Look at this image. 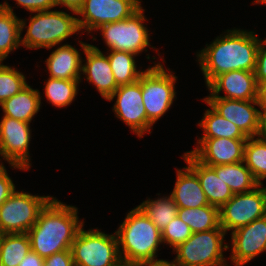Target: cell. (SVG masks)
Masks as SVG:
<instances>
[{
	"mask_svg": "<svg viewBox=\"0 0 266 266\" xmlns=\"http://www.w3.org/2000/svg\"><path fill=\"white\" fill-rule=\"evenodd\" d=\"M182 158L197 174L209 205L220 209L233 197V192L229 186L224 183L221 175H216V171L212 167L199 162L190 152H185Z\"/></svg>",
	"mask_w": 266,
	"mask_h": 266,
	"instance_id": "obj_19",
	"label": "cell"
},
{
	"mask_svg": "<svg viewBox=\"0 0 266 266\" xmlns=\"http://www.w3.org/2000/svg\"><path fill=\"white\" fill-rule=\"evenodd\" d=\"M16 190L15 184L9 177L5 166L0 168V206L11 196Z\"/></svg>",
	"mask_w": 266,
	"mask_h": 266,
	"instance_id": "obj_35",
	"label": "cell"
},
{
	"mask_svg": "<svg viewBox=\"0 0 266 266\" xmlns=\"http://www.w3.org/2000/svg\"><path fill=\"white\" fill-rule=\"evenodd\" d=\"M30 17L28 26L26 20L20 19L21 34L27 27L24 37L21 36V46L26 49L55 47L73 34L79 33L77 17L64 11H39Z\"/></svg>",
	"mask_w": 266,
	"mask_h": 266,
	"instance_id": "obj_4",
	"label": "cell"
},
{
	"mask_svg": "<svg viewBox=\"0 0 266 266\" xmlns=\"http://www.w3.org/2000/svg\"><path fill=\"white\" fill-rule=\"evenodd\" d=\"M27 85L26 77L22 72L0 62V104Z\"/></svg>",
	"mask_w": 266,
	"mask_h": 266,
	"instance_id": "obj_32",
	"label": "cell"
},
{
	"mask_svg": "<svg viewBox=\"0 0 266 266\" xmlns=\"http://www.w3.org/2000/svg\"><path fill=\"white\" fill-rule=\"evenodd\" d=\"M244 162L255 180L262 185L266 179V140L248 137L244 146Z\"/></svg>",
	"mask_w": 266,
	"mask_h": 266,
	"instance_id": "obj_31",
	"label": "cell"
},
{
	"mask_svg": "<svg viewBox=\"0 0 266 266\" xmlns=\"http://www.w3.org/2000/svg\"><path fill=\"white\" fill-rule=\"evenodd\" d=\"M202 100L222 117L239 127L247 137H256L258 130L257 100H232L220 97H205Z\"/></svg>",
	"mask_w": 266,
	"mask_h": 266,
	"instance_id": "obj_16",
	"label": "cell"
},
{
	"mask_svg": "<svg viewBox=\"0 0 266 266\" xmlns=\"http://www.w3.org/2000/svg\"><path fill=\"white\" fill-rule=\"evenodd\" d=\"M211 167L216 171V175H221L233 194L250 192L260 185L244 161Z\"/></svg>",
	"mask_w": 266,
	"mask_h": 266,
	"instance_id": "obj_24",
	"label": "cell"
},
{
	"mask_svg": "<svg viewBox=\"0 0 266 266\" xmlns=\"http://www.w3.org/2000/svg\"><path fill=\"white\" fill-rule=\"evenodd\" d=\"M114 98L116 101L113 112L117 118L129 126L139 138L143 137L144 133H151L153 125L147 120L140 78L134 83L119 86L107 100L112 101Z\"/></svg>",
	"mask_w": 266,
	"mask_h": 266,
	"instance_id": "obj_13",
	"label": "cell"
},
{
	"mask_svg": "<svg viewBox=\"0 0 266 266\" xmlns=\"http://www.w3.org/2000/svg\"><path fill=\"white\" fill-rule=\"evenodd\" d=\"M257 103L258 105H266V80L258 83Z\"/></svg>",
	"mask_w": 266,
	"mask_h": 266,
	"instance_id": "obj_41",
	"label": "cell"
},
{
	"mask_svg": "<svg viewBox=\"0 0 266 266\" xmlns=\"http://www.w3.org/2000/svg\"><path fill=\"white\" fill-rule=\"evenodd\" d=\"M177 217L186 223L193 233L216 229L220 226L219 208L212 205L178 209Z\"/></svg>",
	"mask_w": 266,
	"mask_h": 266,
	"instance_id": "obj_27",
	"label": "cell"
},
{
	"mask_svg": "<svg viewBox=\"0 0 266 266\" xmlns=\"http://www.w3.org/2000/svg\"><path fill=\"white\" fill-rule=\"evenodd\" d=\"M197 52L206 86L218 75L235 70L255 71L257 51L262 39L253 31L227 30Z\"/></svg>",
	"mask_w": 266,
	"mask_h": 266,
	"instance_id": "obj_1",
	"label": "cell"
},
{
	"mask_svg": "<svg viewBox=\"0 0 266 266\" xmlns=\"http://www.w3.org/2000/svg\"><path fill=\"white\" fill-rule=\"evenodd\" d=\"M18 7H24L31 15L33 12L47 11L56 7L55 0H15Z\"/></svg>",
	"mask_w": 266,
	"mask_h": 266,
	"instance_id": "obj_34",
	"label": "cell"
},
{
	"mask_svg": "<svg viewBox=\"0 0 266 266\" xmlns=\"http://www.w3.org/2000/svg\"><path fill=\"white\" fill-rule=\"evenodd\" d=\"M210 95L232 100H257L258 83L254 71L235 70L216 76L207 86ZM224 91L225 96H221Z\"/></svg>",
	"mask_w": 266,
	"mask_h": 266,
	"instance_id": "obj_17",
	"label": "cell"
},
{
	"mask_svg": "<svg viewBox=\"0 0 266 266\" xmlns=\"http://www.w3.org/2000/svg\"><path fill=\"white\" fill-rule=\"evenodd\" d=\"M153 224L162 232L177 216L178 206L171 195L162 196L156 200L148 198L137 206Z\"/></svg>",
	"mask_w": 266,
	"mask_h": 266,
	"instance_id": "obj_28",
	"label": "cell"
},
{
	"mask_svg": "<svg viewBox=\"0 0 266 266\" xmlns=\"http://www.w3.org/2000/svg\"><path fill=\"white\" fill-rule=\"evenodd\" d=\"M44 259L37 253L30 250V252L24 257L18 266H43Z\"/></svg>",
	"mask_w": 266,
	"mask_h": 266,
	"instance_id": "obj_39",
	"label": "cell"
},
{
	"mask_svg": "<svg viewBox=\"0 0 266 266\" xmlns=\"http://www.w3.org/2000/svg\"><path fill=\"white\" fill-rule=\"evenodd\" d=\"M176 80L177 76L171 71L167 72L159 62L141 74L143 104L147 120L152 125L170 109L176 99Z\"/></svg>",
	"mask_w": 266,
	"mask_h": 266,
	"instance_id": "obj_7",
	"label": "cell"
},
{
	"mask_svg": "<svg viewBox=\"0 0 266 266\" xmlns=\"http://www.w3.org/2000/svg\"><path fill=\"white\" fill-rule=\"evenodd\" d=\"M0 156L19 170H29L30 123L3 116L0 120Z\"/></svg>",
	"mask_w": 266,
	"mask_h": 266,
	"instance_id": "obj_11",
	"label": "cell"
},
{
	"mask_svg": "<svg viewBox=\"0 0 266 266\" xmlns=\"http://www.w3.org/2000/svg\"><path fill=\"white\" fill-rule=\"evenodd\" d=\"M52 198L15 190L0 206V234L27 233Z\"/></svg>",
	"mask_w": 266,
	"mask_h": 266,
	"instance_id": "obj_9",
	"label": "cell"
},
{
	"mask_svg": "<svg viewBox=\"0 0 266 266\" xmlns=\"http://www.w3.org/2000/svg\"><path fill=\"white\" fill-rule=\"evenodd\" d=\"M43 266H74L71 250H63L44 259Z\"/></svg>",
	"mask_w": 266,
	"mask_h": 266,
	"instance_id": "obj_36",
	"label": "cell"
},
{
	"mask_svg": "<svg viewBox=\"0 0 266 266\" xmlns=\"http://www.w3.org/2000/svg\"><path fill=\"white\" fill-rule=\"evenodd\" d=\"M254 4H265L266 5V0H254Z\"/></svg>",
	"mask_w": 266,
	"mask_h": 266,
	"instance_id": "obj_43",
	"label": "cell"
},
{
	"mask_svg": "<svg viewBox=\"0 0 266 266\" xmlns=\"http://www.w3.org/2000/svg\"><path fill=\"white\" fill-rule=\"evenodd\" d=\"M30 250L27 233L0 234V266H18Z\"/></svg>",
	"mask_w": 266,
	"mask_h": 266,
	"instance_id": "obj_25",
	"label": "cell"
},
{
	"mask_svg": "<svg viewBox=\"0 0 266 266\" xmlns=\"http://www.w3.org/2000/svg\"><path fill=\"white\" fill-rule=\"evenodd\" d=\"M141 6L135 13L125 20L104 24L96 31L104 39L109 51H124L135 55L147 51L151 46L149 41L148 28L144 25L146 16ZM146 49V50H145Z\"/></svg>",
	"mask_w": 266,
	"mask_h": 266,
	"instance_id": "obj_8",
	"label": "cell"
},
{
	"mask_svg": "<svg viewBox=\"0 0 266 266\" xmlns=\"http://www.w3.org/2000/svg\"><path fill=\"white\" fill-rule=\"evenodd\" d=\"M231 256L235 266H243L266 251V215L231 232Z\"/></svg>",
	"mask_w": 266,
	"mask_h": 266,
	"instance_id": "obj_14",
	"label": "cell"
},
{
	"mask_svg": "<svg viewBox=\"0 0 266 266\" xmlns=\"http://www.w3.org/2000/svg\"><path fill=\"white\" fill-rule=\"evenodd\" d=\"M140 7V0H84L76 14L82 18H77L78 26L89 34L104 24L125 20Z\"/></svg>",
	"mask_w": 266,
	"mask_h": 266,
	"instance_id": "obj_12",
	"label": "cell"
},
{
	"mask_svg": "<svg viewBox=\"0 0 266 266\" xmlns=\"http://www.w3.org/2000/svg\"><path fill=\"white\" fill-rule=\"evenodd\" d=\"M81 49L85 53L86 60L83 61L81 74L86 75V80L93 84L99 94L108 99L119 87L115 81L110 67L108 56L98 47L79 41Z\"/></svg>",
	"mask_w": 266,
	"mask_h": 266,
	"instance_id": "obj_18",
	"label": "cell"
},
{
	"mask_svg": "<svg viewBox=\"0 0 266 266\" xmlns=\"http://www.w3.org/2000/svg\"><path fill=\"white\" fill-rule=\"evenodd\" d=\"M261 186L263 184L250 192L233 194L219 209L220 226L226 233L266 215V187Z\"/></svg>",
	"mask_w": 266,
	"mask_h": 266,
	"instance_id": "obj_10",
	"label": "cell"
},
{
	"mask_svg": "<svg viewBox=\"0 0 266 266\" xmlns=\"http://www.w3.org/2000/svg\"><path fill=\"white\" fill-rule=\"evenodd\" d=\"M258 107L261 110L259 109L258 113V130L256 137L266 140V105H259Z\"/></svg>",
	"mask_w": 266,
	"mask_h": 266,
	"instance_id": "obj_38",
	"label": "cell"
},
{
	"mask_svg": "<svg viewBox=\"0 0 266 266\" xmlns=\"http://www.w3.org/2000/svg\"><path fill=\"white\" fill-rule=\"evenodd\" d=\"M225 235L221 226L193 233L173 250L177 254L172 262L176 266H230L223 255L224 250L230 248L226 243L223 244Z\"/></svg>",
	"mask_w": 266,
	"mask_h": 266,
	"instance_id": "obj_5",
	"label": "cell"
},
{
	"mask_svg": "<svg viewBox=\"0 0 266 266\" xmlns=\"http://www.w3.org/2000/svg\"><path fill=\"white\" fill-rule=\"evenodd\" d=\"M120 266H144V264L142 265H134V264H121Z\"/></svg>",
	"mask_w": 266,
	"mask_h": 266,
	"instance_id": "obj_44",
	"label": "cell"
},
{
	"mask_svg": "<svg viewBox=\"0 0 266 266\" xmlns=\"http://www.w3.org/2000/svg\"><path fill=\"white\" fill-rule=\"evenodd\" d=\"M123 264L142 265L164 261L157 259L159 245L163 243L161 231L142 211L135 207L115 231Z\"/></svg>",
	"mask_w": 266,
	"mask_h": 266,
	"instance_id": "obj_3",
	"label": "cell"
},
{
	"mask_svg": "<svg viewBox=\"0 0 266 266\" xmlns=\"http://www.w3.org/2000/svg\"><path fill=\"white\" fill-rule=\"evenodd\" d=\"M144 266H176L172 261L164 260L156 263L144 264Z\"/></svg>",
	"mask_w": 266,
	"mask_h": 266,
	"instance_id": "obj_42",
	"label": "cell"
},
{
	"mask_svg": "<svg viewBox=\"0 0 266 266\" xmlns=\"http://www.w3.org/2000/svg\"><path fill=\"white\" fill-rule=\"evenodd\" d=\"M161 233L163 243L168 244L173 250L193 234L191 228L177 216Z\"/></svg>",
	"mask_w": 266,
	"mask_h": 266,
	"instance_id": "obj_33",
	"label": "cell"
},
{
	"mask_svg": "<svg viewBox=\"0 0 266 266\" xmlns=\"http://www.w3.org/2000/svg\"><path fill=\"white\" fill-rule=\"evenodd\" d=\"M57 6H62L72 11L73 14H77L82 8L84 0H55Z\"/></svg>",
	"mask_w": 266,
	"mask_h": 266,
	"instance_id": "obj_40",
	"label": "cell"
},
{
	"mask_svg": "<svg viewBox=\"0 0 266 266\" xmlns=\"http://www.w3.org/2000/svg\"><path fill=\"white\" fill-rule=\"evenodd\" d=\"M74 266H120L122 264L115 234L82 227L71 246Z\"/></svg>",
	"mask_w": 266,
	"mask_h": 266,
	"instance_id": "obj_6",
	"label": "cell"
},
{
	"mask_svg": "<svg viewBox=\"0 0 266 266\" xmlns=\"http://www.w3.org/2000/svg\"><path fill=\"white\" fill-rule=\"evenodd\" d=\"M40 93L39 90L27 85L20 92L0 104L4 113L3 116L31 123L41 107L42 96Z\"/></svg>",
	"mask_w": 266,
	"mask_h": 266,
	"instance_id": "obj_22",
	"label": "cell"
},
{
	"mask_svg": "<svg viewBox=\"0 0 266 266\" xmlns=\"http://www.w3.org/2000/svg\"><path fill=\"white\" fill-rule=\"evenodd\" d=\"M176 172L177 179L170 195L178 209L209 205L197 174L188 165L183 167V170L176 169Z\"/></svg>",
	"mask_w": 266,
	"mask_h": 266,
	"instance_id": "obj_20",
	"label": "cell"
},
{
	"mask_svg": "<svg viewBox=\"0 0 266 266\" xmlns=\"http://www.w3.org/2000/svg\"><path fill=\"white\" fill-rule=\"evenodd\" d=\"M204 113L202 120L198 123L204 131L200 138H231V139H248V137L228 119L222 117L211 106Z\"/></svg>",
	"mask_w": 266,
	"mask_h": 266,
	"instance_id": "obj_26",
	"label": "cell"
},
{
	"mask_svg": "<svg viewBox=\"0 0 266 266\" xmlns=\"http://www.w3.org/2000/svg\"><path fill=\"white\" fill-rule=\"evenodd\" d=\"M255 77L257 83L266 80V44L261 41L256 57Z\"/></svg>",
	"mask_w": 266,
	"mask_h": 266,
	"instance_id": "obj_37",
	"label": "cell"
},
{
	"mask_svg": "<svg viewBox=\"0 0 266 266\" xmlns=\"http://www.w3.org/2000/svg\"><path fill=\"white\" fill-rule=\"evenodd\" d=\"M247 139L199 138L197 147L189 151L199 162L207 166L239 163L244 161Z\"/></svg>",
	"mask_w": 266,
	"mask_h": 266,
	"instance_id": "obj_15",
	"label": "cell"
},
{
	"mask_svg": "<svg viewBox=\"0 0 266 266\" xmlns=\"http://www.w3.org/2000/svg\"><path fill=\"white\" fill-rule=\"evenodd\" d=\"M81 80H66L49 77L45 82L44 94L54 107L64 108L72 103L78 94Z\"/></svg>",
	"mask_w": 266,
	"mask_h": 266,
	"instance_id": "obj_30",
	"label": "cell"
},
{
	"mask_svg": "<svg viewBox=\"0 0 266 266\" xmlns=\"http://www.w3.org/2000/svg\"><path fill=\"white\" fill-rule=\"evenodd\" d=\"M21 23L6 1L0 8V62L21 45Z\"/></svg>",
	"mask_w": 266,
	"mask_h": 266,
	"instance_id": "obj_23",
	"label": "cell"
},
{
	"mask_svg": "<svg viewBox=\"0 0 266 266\" xmlns=\"http://www.w3.org/2000/svg\"><path fill=\"white\" fill-rule=\"evenodd\" d=\"M105 55L108 56L110 67L118 86L138 81L144 72L137 70V64L134 58L137 55L135 54L124 51H108Z\"/></svg>",
	"mask_w": 266,
	"mask_h": 266,
	"instance_id": "obj_29",
	"label": "cell"
},
{
	"mask_svg": "<svg viewBox=\"0 0 266 266\" xmlns=\"http://www.w3.org/2000/svg\"><path fill=\"white\" fill-rule=\"evenodd\" d=\"M78 219V208L53 197L27 232L31 250L43 259L63 250H71L79 230L84 227V221Z\"/></svg>",
	"mask_w": 266,
	"mask_h": 266,
	"instance_id": "obj_2",
	"label": "cell"
},
{
	"mask_svg": "<svg viewBox=\"0 0 266 266\" xmlns=\"http://www.w3.org/2000/svg\"><path fill=\"white\" fill-rule=\"evenodd\" d=\"M80 52L70 44H63L52 51L45 60L49 77L81 80L82 61Z\"/></svg>",
	"mask_w": 266,
	"mask_h": 266,
	"instance_id": "obj_21",
	"label": "cell"
}]
</instances>
